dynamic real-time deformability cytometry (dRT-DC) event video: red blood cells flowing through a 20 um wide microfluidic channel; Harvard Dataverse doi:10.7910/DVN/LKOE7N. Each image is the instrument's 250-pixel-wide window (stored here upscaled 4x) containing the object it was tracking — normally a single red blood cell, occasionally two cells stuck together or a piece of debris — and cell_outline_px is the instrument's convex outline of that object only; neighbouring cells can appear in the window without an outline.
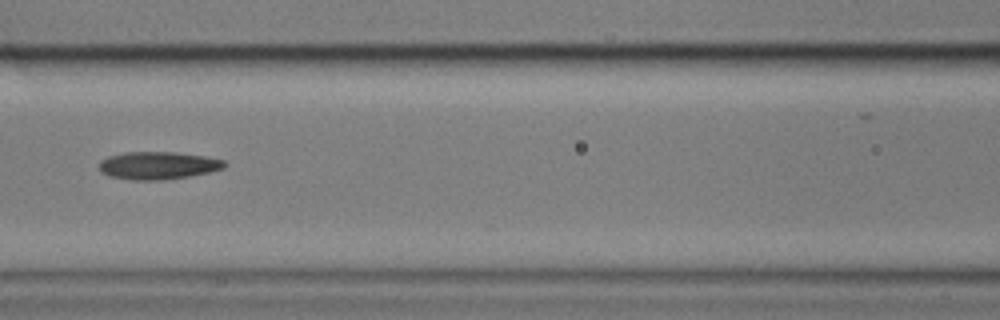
{"species": "common noctule bat (a hibernating species)", "species_latin": "Nyctalus noctula", "temperature_condition": "cold", "stored_images_in_passage": 15, "camera_frame_rate_fps": 3000, "um_per_image_px": 0.085, "animal": {"sex": "male", "body_mass_g": 17.9}, "frame": {"image": 1, "passage_image": 7, "time_ms": 8.0, "image_size_px": [1000, 320], "cell_outline_px": [[228, 164], [224, 168], [208, 172], [188, 176], [160, 180], [132, 180], [108, 176], [100, 172], [100, 160], [108, 156], [124, 152], [176, 152], [204, 156], [224, 160]], "centroid_in_image_um": [13.41, 14.06], "position_along_channel_um": 153.2, "area_um2": 20.23}}
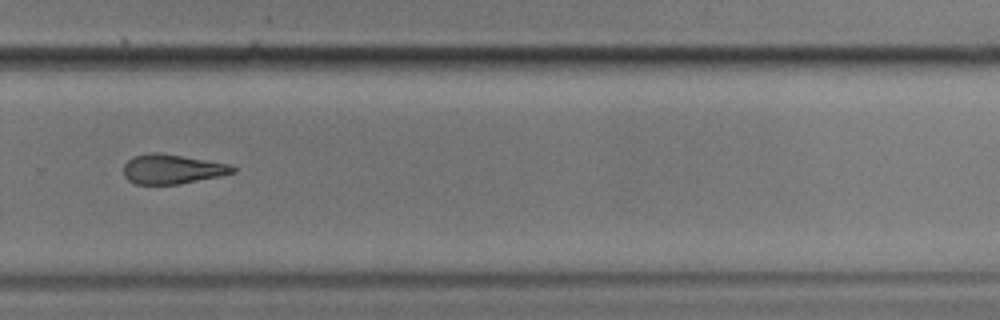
{"frame": {"image": 2, "passage_image": 11, "time_ms": 12.667, "image_size_px": [1000, 320], "cell_outline_px": [[236, 172], [220, 176], [180, 184], [136, 184], [128, 180], [124, 176], [124, 164], [132, 156], [152, 152], [160, 152], [228, 164], [236, 168]], "centroid_in_image_um": [14.61, 14.37], "position_along_channel_um": 315.2, "area_um2": 18.79}, "authors_computed_cell_mechanics": {"area_um2": 19.941, "velocity_mm_per_s": 3.4799, "shape_relaxation_time_tau1_ms": 2.8016, "shape_relaxation_time_tau2_ms": 3.58, "deformation_change_tau1": 0.111, "deformation_change_tau2": 0.1345}}